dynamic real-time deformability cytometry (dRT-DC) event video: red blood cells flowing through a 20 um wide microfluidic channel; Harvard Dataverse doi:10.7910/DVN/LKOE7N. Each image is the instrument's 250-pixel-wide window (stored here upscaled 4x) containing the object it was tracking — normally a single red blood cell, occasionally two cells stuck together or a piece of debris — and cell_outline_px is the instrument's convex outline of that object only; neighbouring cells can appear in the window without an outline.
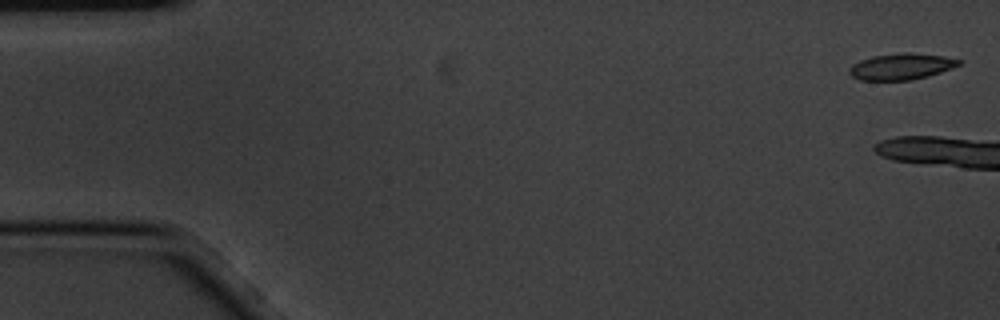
{"species": "common noctule bat (a hibernating species)", "species_latin": "Nyctalus noctula", "temperature_condition": "cold", "stored_images_in_passage": 16, "camera_frame_rate_fps": 3000, "um_per_image_px": 0.085, "animal": {"sex": "male", "body_mass_g": 20.1, "forearm_length_mm": 53.5}, "frame": {"image": 1, "passage_image": 1, "time_ms": 0.0, "image_size_px": [1000, 320], "cell_outline_px": [[964, 60], [960, 64], [952, 68], [928, 76], [912, 80], [860, 80], [852, 76], [848, 72], [848, 68], [852, 64], [860, 60], [872, 56], [904, 52], [908, 52], [944, 56]], "centroid_in_image_um": [76.61, 5.65], "position_along_channel_um": 8.4, "area_um2": 16.88}}
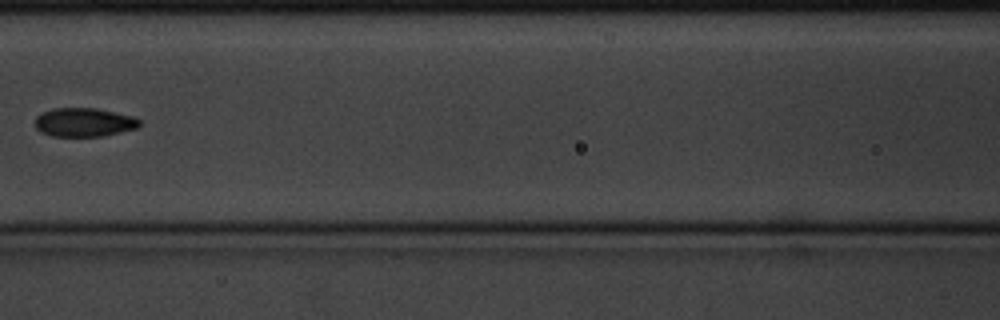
{"frame": {"image": 2, "passage_image": 8, "time_ms": 2.333, "image_size_px": [1000, 320], "cell_outline_px": [[140, 128], [104, 136], [52, 136], [40, 132], [36, 128], [36, 116], [52, 108], [96, 108], [132, 116], [140, 120]], "centroid_in_image_um": [7.17, 10.4], "position_along_channel_um": 159.4, "area_um2": 17.57}}
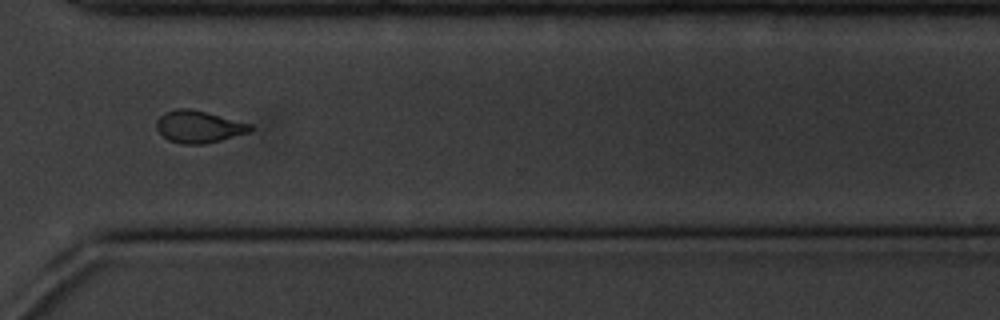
{"frame": {"image": 3, "passage_image": 13, "time_ms": 4.0, "image_size_px": [1000, 320], "cell_outline_px": [[252, 128], [248, 132], [220, 140], [204, 144], [180, 144], [168, 140], [156, 128], [156, 120], [164, 112], [176, 108], [188, 108], [208, 112], [252, 124]], "centroid_in_image_um": [16.86, 10.76], "position_along_channel_um": 353.7, "area_um2": 17.57}}